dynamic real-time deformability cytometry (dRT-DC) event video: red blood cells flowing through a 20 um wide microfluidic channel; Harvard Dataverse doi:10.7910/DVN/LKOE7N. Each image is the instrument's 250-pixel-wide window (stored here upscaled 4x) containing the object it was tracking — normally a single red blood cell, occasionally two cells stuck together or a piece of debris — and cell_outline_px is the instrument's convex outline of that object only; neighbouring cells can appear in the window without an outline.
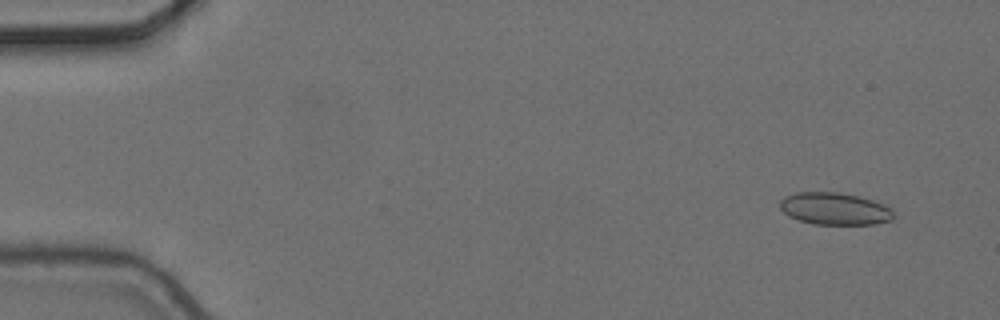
{"species": "common noctule bat (a hibernating species)", "species_latin": "Nyctalus noctula", "temperature_condition": "cold", "stored_images_in_passage": 5, "camera_frame_rate_fps": 3000, "um_per_image_px": 0.085, "animal": {"sex": "female", "body_mass_g": 24.6, "forearm_length_mm": 56.2}, "frame": {"image": 1, "passage_image": 1, "time_ms": 0.0, "image_size_px": [1000, 320], "cell_outline_px": [[896, 216], [892, 220], [876, 224], [812, 224], [788, 216], [780, 208], [780, 200], [784, 196], [796, 192], [836, 192], [856, 196], [872, 200], [892, 208]], "centroid_in_image_um": [70.96, 17.75], "position_along_channel_um": 14.0, "area_um2": 21.39}}
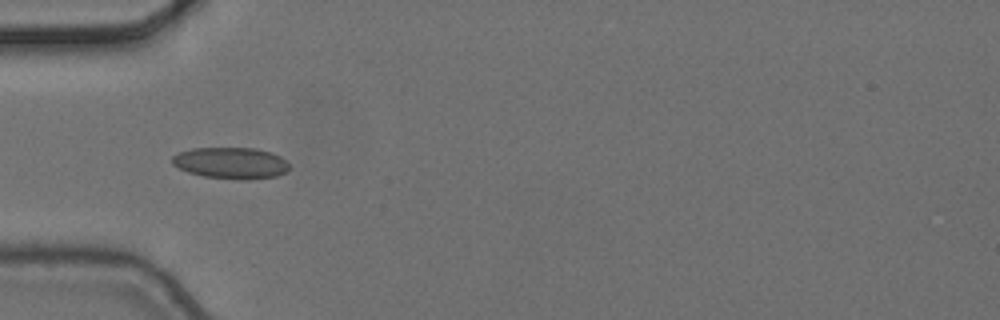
{"frame": {"image": 2, "passage_image": 5, "time_ms": 1.333, "image_size_px": [1000, 320], "cell_outline_px": [[288, 172], [276, 176], [244, 180], [240, 180], [204, 176], [188, 172], [172, 164], [172, 156], [180, 152], [192, 148], [256, 148], [272, 152], [280, 156], [288, 164]], "centroid_in_image_um": [19.64, 13.85], "position_along_channel_um": 65.4, "area_um2": 21.44}}